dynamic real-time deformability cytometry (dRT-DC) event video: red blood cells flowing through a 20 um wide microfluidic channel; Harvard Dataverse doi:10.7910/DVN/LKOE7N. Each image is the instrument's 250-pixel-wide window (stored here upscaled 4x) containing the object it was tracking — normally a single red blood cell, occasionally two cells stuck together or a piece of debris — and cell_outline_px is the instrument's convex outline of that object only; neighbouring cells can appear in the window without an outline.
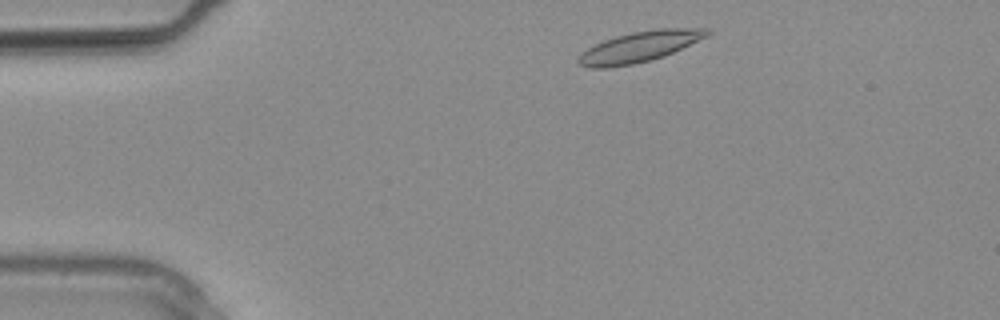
{"species": "common noctule bat (a hibernating species)", "species_latin": "Nyctalus noctula", "temperature_condition": "warm", "stored_images_in_passage": 7, "camera_frame_rate_fps": 3000, "um_per_image_px": 0.085, "animal": {"sex": "male", "body_mass_g": 20.4}, "frame": {"image": 1, "passage_image": 2, "time_ms": 0.333, "image_size_px": [1000, 320], "cell_outline_px": [[712, 32], [708, 36], [664, 56], [652, 60], [632, 64], [608, 68], [588, 68], [580, 64], [576, 60], [588, 48], [604, 40], [616, 36], [632, 32], [660, 28], [704, 28]], "centroid_in_image_um": [54.37, 3.97], "position_along_channel_um": 30.6, "area_um2": 22.77}}
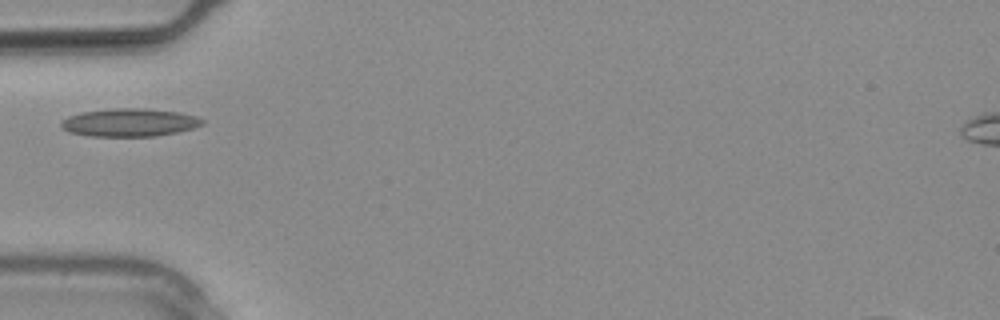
{"frame": {"image": 2, "passage_image": 6, "time_ms": 1.667, "image_size_px": [1000, 320], "cell_outline_px": [[204, 124], [192, 128], [176, 132], [156, 136], [92, 136], [68, 132], [60, 128], [60, 124], [68, 116], [80, 112], [112, 108], [144, 108], [176, 112], [196, 116], [204, 120]], "centroid_in_image_um": [10.97, 10.41], "position_along_channel_um": 74.0, "area_um2": 23.0}}